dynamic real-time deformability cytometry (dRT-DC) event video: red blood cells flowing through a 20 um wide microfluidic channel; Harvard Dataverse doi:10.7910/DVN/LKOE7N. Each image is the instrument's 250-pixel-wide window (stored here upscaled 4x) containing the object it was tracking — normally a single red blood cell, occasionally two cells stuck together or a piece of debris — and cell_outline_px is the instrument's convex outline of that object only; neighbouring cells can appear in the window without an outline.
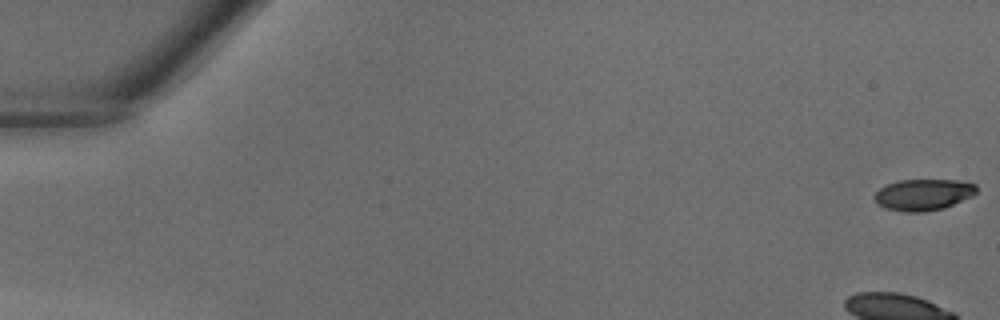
{"species": "common noctule bat (a hibernating species)", "species_latin": "Nyctalus noctula", "temperature_condition": "warm", "stored_images_in_passage": 41, "camera_frame_rate_fps": 3000, "um_per_image_px": 0.085, "animal": {"sex": "male", "body_mass_g": 18.8}, "frame": {"image": 1, "passage_image": 1, "time_ms": 0.0, "image_size_px": [1000, 320], "cell_outline_px": [[976, 192], [972, 196], [944, 208], [924, 212], [904, 212], [884, 208], [876, 204], [872, 196], [880, 188], [888, 184], [900, 180], [956, 180], [976, 184]], "centroid_in_image_um": [78.44, 16.56], "position_along_channel_um": 6.6, "area_um2": 18.73}}